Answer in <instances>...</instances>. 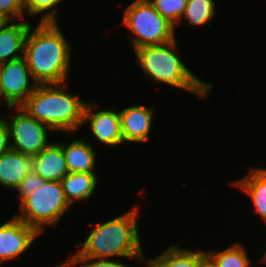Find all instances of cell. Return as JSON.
<instances>
[{
    "label": "cell",
    "instance_id": "3",
    "mask_svg": "<svg viewBox=\"0 0 266 267\" xmlns=\"http://www.w3.org/2000/svg\"><path fill=\"white\" fill-rule=\"evenodd\" d=\"M68 83L38 84L20 107L32 118L47 125L54 134L59 131L74 135L83 125L87 101L69 92Z\"/></svg>",
    "mask_w": 266,
    "mask_h": 267
},
{
    "label": "cell",
    "instance_id": "19",
    "mask_svg": "<svg viewBox=\"0 0 266 267\" xmlns=\"http://www.w3.org/2000/svg\"><path fill=\"white\" fill-rule=\"evenodd\" d=\"M240 243L230 244L224 250H207L206 252L213 258L218 267H254L251 265L252 259L248 252Z\"/></svg>",
    "mask_w": 266,
    "mask_h": 267
},
{
    "label": "cell",
    "instance_id": "24",
    "mask_svg": "<svg viewBox=\"0 0 266 267\" xmlns=\"http://www.w3.org/2000/svg\"><path fill=\"white\" fill-rule=\"evenodd\" d=\"M47 180L43 179L37 175L33 170H31L20 182L19 186L15 189L17 192L19 204L32 194L40 186L44 185Z\"/></svg>",
    "mask_w": 266,
    "mask_h": 267
},
{
    "label": "cell",
    "instance_id": "4",
    "mask_svg": "<svg viewBox=\"0 0 266 267\" xmlns=\"http://www.w3.org/2000/svg\"><path fill=\"white\" fill-rule=\"evenodd\" d=\"M177 40L164 44L143 46L135 49L137 65L144 72L149 82L164 83L171 87L193 93L198 98L207 99L214 84L201 80L185 66L177 54Z\"/></svg>",
    "mask_w": 266,
    "mask_h": 267
},
{
    "label": "cell",
    "instance_id": "25",
    "mask_svg": "<svg viewBox=\"0 0 266 267\" xmlns=\"http://www.w3.org/2000/svg\"><path fill=\"white\" fill-rule=\"evenodd\" d=\"M23 0H0V17L5 21L24 20Z\"/></svg>",
    "mask_w": 266,
    "mask_h": 267
},
{
    "label": "cell",
    "instance_id": "18",
    "mask_svg": "<svg viewBox=\"0 0 266 267\" xmlns=\"http://www.w3.org/2000/svg\"><path fill=\"white\" fill-rule=\"evenodd\" d=\"M206 251L192 250L179 245H171L153 259L144 261L146 267H199V260Z\"/></svg>",
    "mask_w": 266,
    "mask_h": 267
},
{
    "label": "cell",
    "instance_id": "10",
    "mask_svg": "<svg viewBox=\"0 0 266 267\" xmlns=\"http://www.w3.org/2000/svg\"><path fill=\"white\" fill-rule=\"evenodd\" d=\"M99 107V104L95 102L86 103L83 125L89 123L88 126L93 137L102 145L109 147L123 145L119 111L113 109L95 111Z\"/></svg>",
    "mask_w": 266,
    "mask_h": 267
},
{
    "label": "cell",
    "instance_id": "16",
    "mask_svg": "<svg viewBox=\"0 0 266 267\" xmlns=\"http://www.w3.org/2000/svg\"><path fill=\"white\" fill-rule=\"evenodd\" d=\"M57 142L62 146L68 172H96V152L86 140L77 138L71 143Z\"/></svg>",
    "mask_w": 266,
    "mask_h": 267
},
{
    "label": "cell",
    "instance_id": "20",
    "mask_svg": "<svg viewBox=\"0 0 266 267\" xmlns=\"http://www.w3.org/2000/svg\"><path fill=\"white\" fill-rule=\"evenodd\" d=\"M215 4V0H188L179 23L184 19L192 27L209 24L216 14Z\"/></svg>",
    "mask_w": 266,
    "mask_h": 267
},
{
    "label": "cell",
    "instance_id": "28",
    "mask_svg": "<svg viewBox=\"0 0 266 267\" xmlns=\"http://www.w3.org/2000/svg\"><path fill=\"white\" fill-rule=\"evenodd\" d=\"M264 255L262 256V258L259 260L261 262H263V264L265 263L266 264V249H265V253H263Z\"/></svg>",
    "mask_w": 266,
    "mask_h": 267
},
{
    "label": "cell",
    "instance_id": "26",
    "mask_svg": "<svg viewBox=\"0 0 266 267\" xmlns=\"http://www.w3.org/2000/svg\"><path fill=\"white\" fill-rule=\"evenodd\" d=\"M9 125L6 118H0V155L10 151Z\"/></svg>",
    "mask_w": 266,
    "mask_h": 267
},
{
    "label": "cell",
    "instance_id": "11",
    "mask_svg": "<svg viewBox=\"0 0 266 267\" xmlns=\"http://www.w3.org/2000/svg\"><path fill=\"white\" fill-rule=\"evenodd\" d=\"M154 110L153 107L134 104L119 111L121 132L125 143H145L149 139Z\"/></svg>",
    "mask_w": 266,
    "mask_h": 267
},
{
    "label": "cell",
    "instance_id": "23",
    "mask_svg": "<svg viewBox=\"0 0 266 267\" xmlns=\"http://www.w3.org/2000/svg\"><path fill=\"white\" fill-rule=\"evenodd\" d=\"M129 267L113 258H90V257H68L65 261L54 267Z\"/></svg>",
    "mask_w": 266,
    "mask_h": 267
},
{
    "label": "cell",
    "instance_id": "27",
    "mask_svg": "<svg viewBox=\"0 0 266 267\" xmlns=\"http://www.w3.org/2000/svg\"><path fill=\"white\" fill-rule=\"evenodd\" d=\"M199 267H218L213 258L206 253L200 260H199Z\"/></svg>",
    "mask_w": 266,
    "mask_h": 267
},
{
    "label": "cell",
    "instance_id": "14",
    "mask_svg": "<svg viewBox=\"0 0 266 267\" xmlns=\"http://www.w3.org/2000/svg\"><path fill=\"white\" fill-rule=\"evenodd\" d=\"M232 183L249 196L254 212L266 224V168L250 167L246 176Z\"/></svg>",
    "mask_w": 266,
    "mask_h": 267
},
{
    "label": "cell",
    "instance_id": "6",
    "mask_svg": "<svg viewBox=\"0 0 266 267\" xmlns=\"http://www.w3.org/2000/svg\"><path fill=\"white\" fill-rule=\"evenodd\" d=\"M61 181H47L19 204V213L14 214L40 234L44 227L59 224L61 217L70 208Z\"/></svg>",
    "mask_w": 266,
    "mask_h": 267
},
{
    "label": "cell",
    "instance_id": "9",
    "mask_svg": "<svg viewBox=\"0 0 266 267\" xmlns=\"http://www.w3.org/2000/svg\"><path fill=\"white\" fill-rule=\"evenodd\" d=\"M40 234L15 215L0 225V264L20 258Z\"/></svg>",
    "mask_w": 266,
    "mask_h": 267
},
{
    "label": "cell",
    "instance_id": "8",
    "mask_svg": "<svg viewBox=\"0 0 266 267\" xmlns=\"http://www.w3.org/2000/svg\"><path fill=\"white\" fill-rule=\"evenodd\" d=\"M0 74L1 100L7 107H20L38 86L24 57L0 64Z\"/></svg>",
    "mask_w": 266,
    "mask_h": 267
},
{
    "label": "cell",
    "instance_id": "30",
    "mask_svg": "<svg viewBox=\"0 0 266 267\" xmlns=\"http://www.w3.org/2000/svg\"><path fill=\"white\" fill-rule=\"evenodd\" d=\"M5 22V20H3L1 17H0V26Z\"/></svg>",
    "mask_w": 266,
    "mask_h": 267
},
{
    "label": "cell",
    "instance_id": "15",
    "mask_svg": "<svg viewBox=\"0 0 266 267\" xmlns=\"http://www.w3.org/2000/svg\"><path fill=\"white\" fill-rule=\"evenodd\" d=\"M32 170V159L15 150L0 155V185L16 189L22 179Z\"/></svg>",
    "mask_w": 266,
    "mask_h": 267
},
{
    "label": "cell",
    "instance_id": "12",
    "mask_svg": "<svg viewBox=\"0 0 266 267\" xmlns=\"http://www.w3.org/2000/svg\"><path fill=\"white\" fill-rule=\"evenodd\" d=\"M31 159L32 170L47 181H61L69 173L62 146L57 141L51 142Z\"/></svg>",
    "mask_w": 266,
    "mask_h": 267
},
{
    "label": "cell",
    "instance_id": "17",
    "mask_svg": "<svg viewBox=\"0 0 266 267\" xmlns=\"http://www.w3.org/2000/svg\"><path fill=\"white\" fill-rule=\"evenodd\" d=\"M61 183L67 202L73 206L77 201L88 202L97 190L98 177L95 172H69L61 179Z\"/></svg>",
    "mask_w": 266,
    "mask_h": 267
},
{
    "label": "cell",
    "instance_id": "13",
    "mask_svg": "<svg viewBox=\"0 0 266 267\" xmlns=\"http://www.w3.org/2000/svg\"><path fill=\"white\" fill-rule=\"evenodd\" d=\"M32 23L5 21L0 26V64L24 57L27 33Z\"/></svg>",
    "mask_w": 266,
    "mask_h": 267
},
{
    "label": "cell",
    "instance_id": "7",
    "mask_svg": "<svg viewBox=\"0 0 266 267\" xmlns=\"http://www.w3.org/2000/svg\"><path fill=\"white\" fill-rule=\"evenodd\" d=\"M7 109H14L11 120L7 119L12 150L32 157L50 144L48 133L53 131L47 125L32 118L21 107Z\"/></svg>",
    "mask_w": 266,
    "mask_h": 267
},
{
    "label": "cell",
    "instance_id": "1",
    "mask_svg": "<svg viewBox=\"0 0 266 267\" xmlns=\"http://www.w3.org/2000/svg\"><path fill=\"white\" fill-rule=\"evenodd\" d=\"M31 25L25 40L24 58L38 84L68 82L72 46L58 23Z\"/></svg>",
    "mask_w": 266,
    "mask_h": 267
},
{
    "label": "cell",
    "instance_id": "21",
    "mask_svg": "<svg viewBox=\"0 0 266 267\" xmlns=\"http://www.w3.org/2000/svg\"><path fill=\"white\" fill-rule=\"evenodd\" d=\"M63 0H23L24 16L39 14L38 23H59L57 7Z\"/></svg>",
    "mask_w": 266,
    "mask_h": 267
},
{
    "label": "cell",
    "instance_id": "2",
    "mask_svg": "<svg viewBox=\"0 0 266 267\" xmlns=\"http://www.w3.org/2000/svg\"><path fill=\"white\" fill-rule=\"evenodd\" d=\"M135 206L106 222L92 226L83 243L69 257L110 259L117 257L144 261L142 239L138 225L140 209ZM116 257V258H115Z\"/></svg>",
    "mask_w": 266,
    "mask_h": 267
},
{
    "label": "cell",
    "instance_id": "29",
    "mask_svg": "<svg viewBox=\"0 0 266 267\" xmlns=\"http://www.w3.org/2000/svg\"><path fill=\"white\" fill-rule=\"evenodd\" d=\"M0 103H1V74H0Z\"/></svg>",
    "mask_w": 266,
    "mask_h": 267
},
{
    "label": "cell",
    "instance_id": "22",
    "mask_svg": "<svg viewBox=\"0 0 266 267\" xmlns=\"http://www.w3.org/2000/svg\"><path fill=\"white\" fill-rule=\"evenodd\" d=\"M157 12L175 27L179 24L188 0H148Z\"/></svg>",
    "mask_w": 266,
    "mask_h": 267
},
{
    "label": "cell",
    "instance_id": "5",
    "mask_svg": "<svg viewBox=\"0 0 266 267\" xmlns=\"http://www.w3.org/2000/svg\"><path fill=\"white\" fill-rule=\"evenodd\" d=\"M122 25L132 48L164 44L176 39L175 26L163 18L148 0H135L123 13Z\"/></svg>",
    "mask_w": 266,
    "mask_h": 267
}]
</instances>
